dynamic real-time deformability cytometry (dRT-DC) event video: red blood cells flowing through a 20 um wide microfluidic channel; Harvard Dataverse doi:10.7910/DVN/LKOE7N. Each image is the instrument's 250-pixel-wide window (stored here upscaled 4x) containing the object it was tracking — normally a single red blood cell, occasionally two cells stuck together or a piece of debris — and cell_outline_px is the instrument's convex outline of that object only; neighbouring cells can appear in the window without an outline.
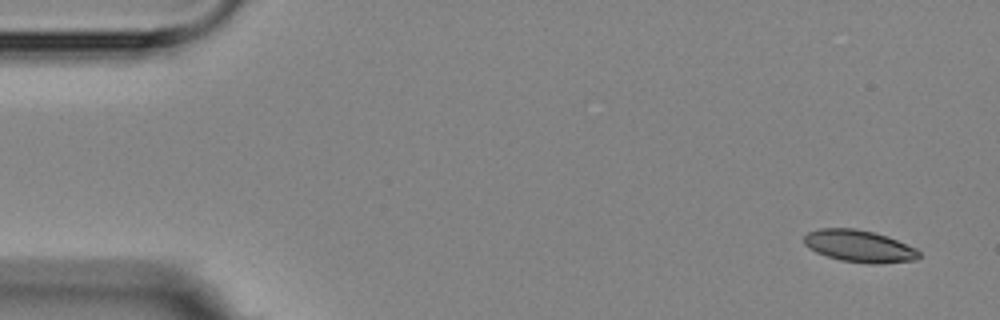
{"species": "Egyptian fruit bat (a non-hibernating species)", "species_latin": "Rousettus aegyptiacus", "temperature_condition": "room temperature", "stored_images_in_passage": 5, "camera_frame_rate_fps": 3000, "um_per_image_px": 0.085, "animal": {"sex": "female"}, "frame": {"image": 1, "passage_image": 1, "time_ms": 0.0, "image_size_px": [1000, 320], "cell_outline_px": [[920, 256], [916, 260], [872, 264], [840, 260], [816, 252], [808, 248], [804, 244], [804, 236], [808, 232], [820, 228], [856, 228], [876, 232], [916, 248], [920, 252]], "centroid_in_image_um": [73.02, 20.91], "position_along_channel_um": 12.0, "area_um2": 21.44}}
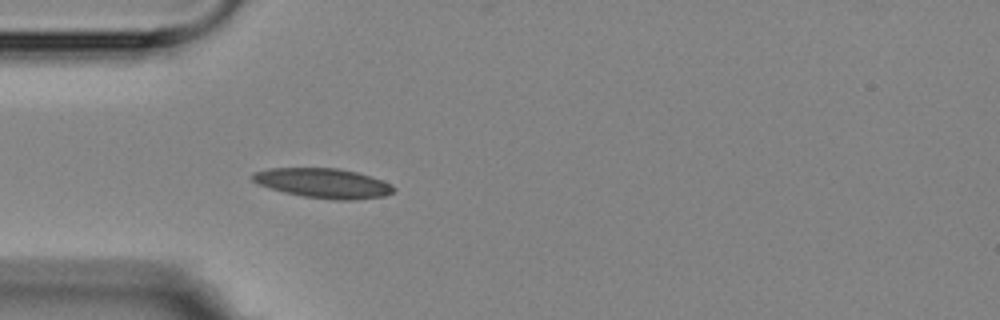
{"frame": {"image": 2, "passage_image": 5, "time_ms": 4.333, "image_size_px": [1000, 320], "cell_outline_px": [[396, 188], [392, 192], [384, 196], [352, 200], [332, 200], [304, 196], [284, 192], [256, 184], [252, 180], [252, 172], [268, 168], [340, 168], [356, 172], [392, 184]], "centroid_in_image_um": [27.44, 15.57], "position_along_channel_um": 57.6, "area_um2": 24.39}}